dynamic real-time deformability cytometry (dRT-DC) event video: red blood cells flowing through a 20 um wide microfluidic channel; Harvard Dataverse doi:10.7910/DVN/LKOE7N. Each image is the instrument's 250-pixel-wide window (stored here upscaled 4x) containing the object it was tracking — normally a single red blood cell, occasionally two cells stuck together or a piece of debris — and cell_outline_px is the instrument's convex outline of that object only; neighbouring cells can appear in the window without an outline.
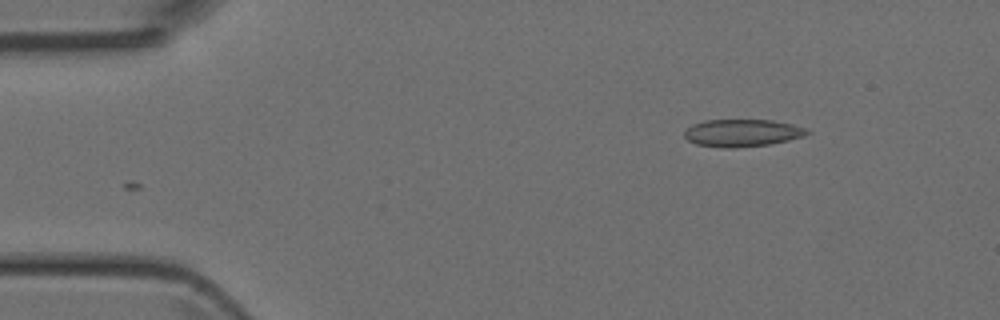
{"species": "Egyptian fruit bat (a non-hibernating species)", "species_latin": "Rousettus aegyptiacus", "temperature_condition": "room temperature", "stored_images_in_passage": 36, "camera_frame_rate_fps": 3000, "um_per_image_px": 0.085, "animal": {"sex": "female"}, "frame": {"image": 1, "passage_image": 1, "time_ms": 0.0, "image_size_px": [1000, 320], "cell_outline_px": [[812, 132], [804, 136], [788, 140], [768, 144], [736, 148], [720, 148], [696, 144], [688, 140], [684, 136], [684, 132], [692, 124], [704, 120], [772, 120], [792, 124], [804, 128]], "centroid_in_image_um": [63.07, 11.3], "position_along_channel_um": 21.9, "area_um2": 19.59}}
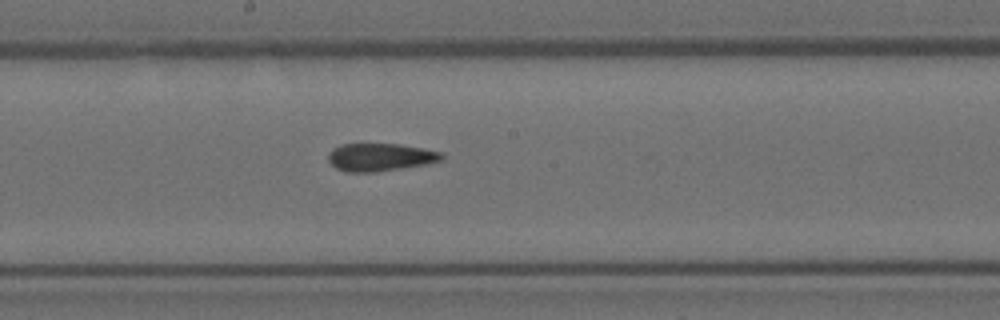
{"frame": {"image": 2, "passage_image": 20, "time_ms": 6.333, "image_size_px": [1000, 320], "cell_outline_px": [[444, 160], [428, 164], [376, 172], [344, 172], [336, 168], [328, 160], [328, 152], [332, 148], [340, 144], [400, 144], [424, 148], [444, 152]], "centroid_in_image_um": [32.35, 13.36], "position_along_channel_um": 215.9, "area_um2": 18.73}}
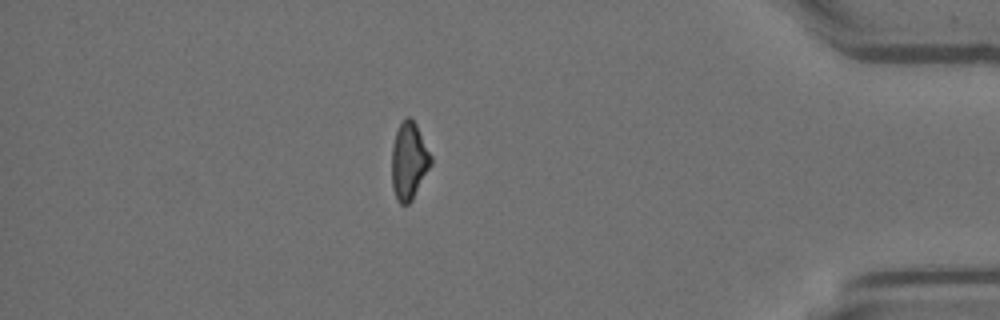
{"frame": {"image": 3, "passage_image": 36, "time_ms": 11.667, "image_size_px": [1000, 320], "cell_outline_px": [[432, 164], [412, 200], [408, 204], [400, 204], [396, 200], [392, 188], [392, 144], [396, 132], [404, 116], [408, 116], [416, 124], [432, 156]], "centroid_in_image_um": [34.76, 13.69], "position_along_channel_um": 400.4, "area_um2": 17.74}}